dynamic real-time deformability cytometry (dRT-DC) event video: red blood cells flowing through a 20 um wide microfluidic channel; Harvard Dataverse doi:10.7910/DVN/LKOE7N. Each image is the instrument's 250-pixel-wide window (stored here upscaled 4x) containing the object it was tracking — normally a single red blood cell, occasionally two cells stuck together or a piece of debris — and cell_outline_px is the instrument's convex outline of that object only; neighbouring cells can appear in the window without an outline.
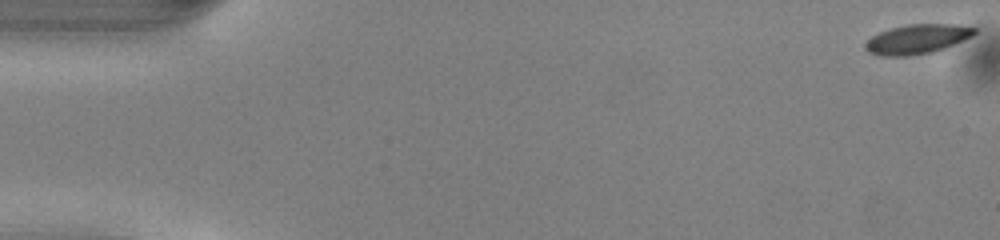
{"species": "common noctule bat (a hibernating species)", "species_latin": "Nyctalus noctula", "temperature_condition": "warm", "stored_images_in_passage": 2, "camera_frame_rate_fps": 3000, "um_per_image_px": 0.085, "animal": {"sex": "male", "body_mass_g": 13.0, "forearm_length_mm": 53.1}, "frame": {"image": 1, "passage_image": 1, "time_ms": 0.0, "image_size_px": [1000, 240], "cell_outline_px": [[976, 32], [972, 36], [944, 48], [932, 52], [908, 56], [880, 56], [868, 52], [864, 48], [864, 44], [872, 36], [880, 32], [892, 28], [908, 24], [956, 24], [976, 28]], "centroid_in_image_um": [77.94, 3.33], "position_along_channel_um": 7.1, "area_um2": 18.67}}